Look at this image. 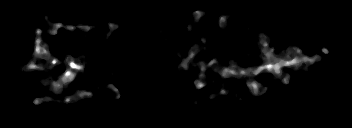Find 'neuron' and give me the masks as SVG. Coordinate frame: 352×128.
Masks as SVG:
<instances>
[{
    "instance_id": "neuron-1",
    "label": "neuron",
    "mask_w": 352,
    "mask_h": 128,
    "mask_svg": "<svg viewBox=\"0 0 352 128\" xmlns=\"http://www.w3.org/2000/svg\"><path fill=\"white\" fill-rule=\"evenodd\" d=\"M212 15L216 16L218 15L219 18V22H217L216 26L220 27L222 29H220V34H222L223 32H225V22L226 20L229 18L227 14L221 15V14H216L214 12V10H212ZM202 13L199 11H195L193 12V17L195 19V22L197 23L199 21V18H201ZM44 24H46L47 26H51V28L49 29V31H42L40 30V28H42V24H39L36 28H34V32L36 33V37H35V45L33 48V59L31 60V62L29 64H18V67H15L16 69H18L19 74L21 75V72H23V70H27L32 72L37 71H45L47 70V73H49V78L50 80L48 81V84H44L48 86V88L55 94H61L63 91H66V89L69 88V81L71 79H75L78 75L81 74V72L83 71V68L86 65V62L88 61V58L85 54H81L78 56H75V58L72 57H67L63 63H60V60L58 59V56L52 55L51 52H49L46 48V45L44 43H46V38H43V36H46V34L44 33H50L52 35L56 36L57 30L59 28L62 27V25H64L62 22H53V21H49V17L46 16L43 18ZM45 25V26H46ZM113 25L118 26L117 24H112L107 23L106 26H96L97 30H99L100 28H103L105 31H110L111 28L113 27ZM192 25H188L187 26V31L188 33L191 31ZM66 31L71 32L72 30H79V31H88L93 29L92 25L87 24L85 26H79L76 24H72L69 25L67 27H65ZM273 35L272 34H261L259 35V53H257V55L259 54L261 58H265L266 61L267 59H269V63H266L265 65H260L259 64V60H257L256 62V66L251 68H248V64L247 66H244V64L242 65V62L239 63H235L236 60H239L240 57L242 56H246V55H237L236 58H234V60H229L227 59V57L223 56V53L218 52L221 56L222 61L227 62V65H223L222 67L217 68L216 65V52L215 55L211 57V60H209L208 63L202 61V62H197V60L194 58L193 60V68L198 67V69L201 70V74L196 78V81H194L195 85L197 86V88L199 89V94L201 93L200 88L202 85H207L208 81H205L204 79L206 77H208V72L211 68V70L214 71L215 74H217L218 76H221L223 79H227L229 76H236L239 77L241 79H244L246 77H248V84L250 85V92L253 95H262L264 93H266L267 91V87L271 86V83L268 84L267 86H264L262 88H260V82H256L253 79V76H260L261 79V75L265 72L268 73H273L275 75L276 78H280V81L283 84H287L290 82L291 77L288 74H283L282 68H289V69H294V71H298V70H302L304 69V67H310V64H317V62L320 61V55L316 54V56L311 57L309 55L306 56L304 55V53L300 50V48L296 47L293 48V45H290L289 47L292 48L291 50L293 52H288L286 54H276L274 48L272 49L271 46L272 44H269V38H271ZM321 44V52L322 54L326 55L328 54V50L324 47L325 44V40L323 42L320 43ZM197 45V41H193V44L190 48V50L188 51V53L185 55L184 60L181 61V63L178 64V67L182 69L189 70L188 69V64L190 61H192V58L195 54H197V51L199 49H202V47L200 48ZM197 47V48H196ZM270 48V50H269ZM293 54H295V56H293ZM43 58H46L45 60V64L46 65H41L40 60H42ZM39 61V62H35V61ZM272 61V62H271ZM66 64L68 67V71H66L65 73H62L61 75H57L56 79H53V72H52V66L55 65H60V68H62L61 65ZM49 66H51L49 68ZM117 71H113L111 73L108 74V76H105L104 78H110L111 76H116ZM51 74V75H50ZM58 76V77H57ZM112 90L113 92V96L115 99H119L122 98L121 95L119 94L118 90H116V88L114 87V84L110 83L107 86L101 87L99 90L100 91H106V90ZM198 89H196V91H192L189 93H198ZM78 91L75 94H65V96L62 99V103L64 104H69V102L73 101H77L79 98H83L86 95L89 94H95L96 91H92V90H81V89H77ZM219 93H215L212 94L210 96V100L213 99H217L220 98L221 96H225L228 95V93H230L231 91L228 90L226 88L225 83H221V87L220 90L218 91ZM194 98H192V101L194 102V105L198 106L199 101L195 98V96H193ZM248 100V97L246 98H242L241 96H238L236 99V104L238 105L240 103L241 100ZM44 101H48V102H58V99H51L50 97H47V95L45 94V96H43V94H40V97H38L37 99H33L32 102L34 105L36 106H41L42 102Z\"/></svg>"
}]
</instances>
